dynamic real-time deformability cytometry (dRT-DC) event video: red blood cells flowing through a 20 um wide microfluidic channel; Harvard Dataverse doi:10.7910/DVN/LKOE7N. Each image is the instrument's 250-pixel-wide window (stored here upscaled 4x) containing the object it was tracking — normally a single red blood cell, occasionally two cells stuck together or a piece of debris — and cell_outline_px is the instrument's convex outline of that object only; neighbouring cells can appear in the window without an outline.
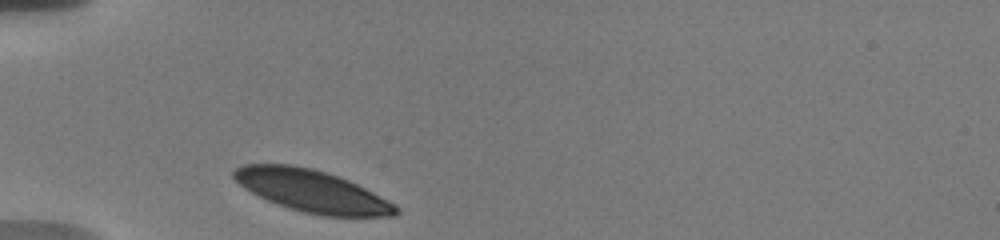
{"species": "human", "species_latin": "Homo sapiens", "temperature_condition": "warm", "stored_images_in_passage": 32, "camera_frame_rate_fps": 3000, "um_per_image_px": 0.085, "donor": {"sex": "male"}, "frame": {"image": 1, "passage_image": 1, "time_ms": 0.0, "image_size_px": [1000, 240], "cell_outline_px": [[400, 212], [396, 216], [320, 216], [288, 208], [276, 204], [244, 188], [232, 176], [232, 168], [244, 164], [292, 164], [312, 168], [348, 180], [396, 204], [400, 208]], "centroid_in_image_um": [26.51, 16.24], "position_along_channel_um": 58.5, "area_um2": 39.71}}
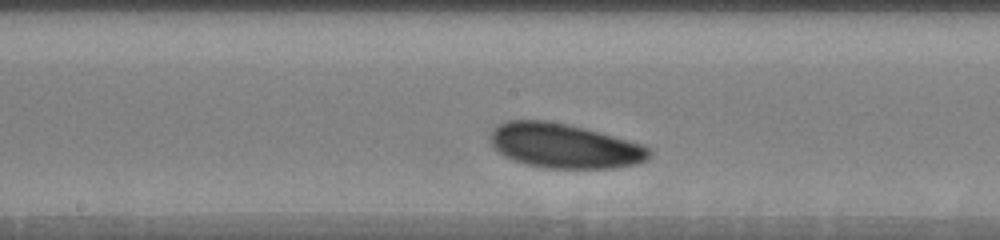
{"frame": {"image": 2, "passage_image": 14, "time_ms": 4.333, "image_size_px": [1000, 240], "cell_outline_px": [[652, 152], [648, 160], [640, 164], [612, 168], [544, 168], [512, 160], [504, 156], [492, 144], [492, 132], [500, 124], [508, 120], [548, 120], [568, 124], [600, 132], [644, 144]], "centroid_in_image_um": [48.04, 12.4], "position_along_channel_um": 200.2, "area_um2": 41.27}}
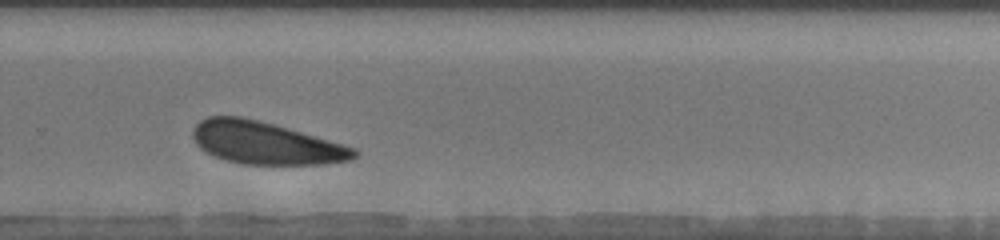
{"frame": {"image": 3, "passage_image": 23, "time_ms": 7.333, "image_size_px": [1000, 240], "cell_outline_px": [[360, 152], [352, 160], [324, 164], [240, 164], [224, 160], [212, 156], [200, 148], [196, 144], [192, 136], [192, 128], [200, 120], [208, 116], [240, 116], [260, 120], [288, 128], [356, 148]], "centroid_in_image_um": [22.54, 12.16], "position_along_channel_um": 307.3, "area_um2": 40.11}, "authors_computed_cell_mechanics": {"area_um2": 41.2114, "velocity_mm_per_s": 3.5811, "shape_relaxation_time_tau1_ms": 1.8139, "shape_relaxation_time_tau2_ms": null, "deformation_change_tau1": 0.0621, "deformation_change_tau2": null}}